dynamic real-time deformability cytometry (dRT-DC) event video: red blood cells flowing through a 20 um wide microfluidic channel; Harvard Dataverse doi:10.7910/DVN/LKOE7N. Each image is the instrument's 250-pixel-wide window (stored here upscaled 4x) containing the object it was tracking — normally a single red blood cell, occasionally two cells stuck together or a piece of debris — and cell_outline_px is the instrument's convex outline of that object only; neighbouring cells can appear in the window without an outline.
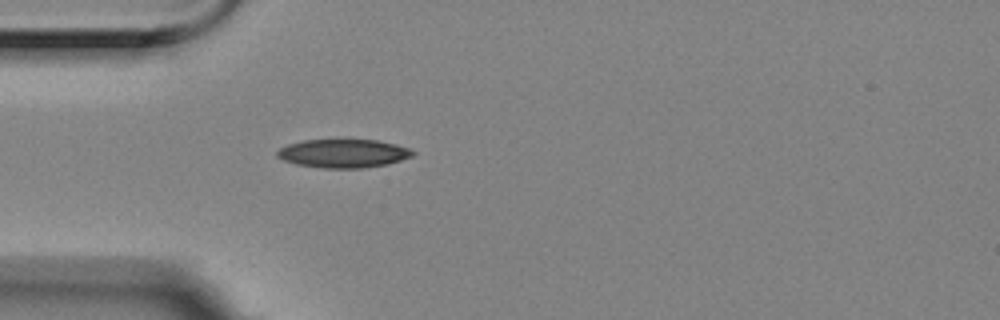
{"species": "Egyptian fruit bat (a non-hibernating species)", "species_latin": "Rousettus aegyptiacus", "temperature_condition": "room temperature", "stored_images_in_passage": 36, "camera_frame_rate_fps": 3000, "um_per_image_px": 0.085, "animal": {"sex": "female"}, "frame": {"image": 1, "passage_image": 1, "time_ms": 0.0, "image_size_px": [1000, 320], "cell_outline_px": [[416, 152], [412, 156], [400, 160], [384, 164], [364, 168], [324, 168], [296, 164], [284, 160], [276, 156], [276, 152], [280, 148], [288, 144], [304, 140], [336, 136], [344, 136], [376, 140], [396, 144], [408, 148]], "centroid_in_image_um": [29.15, 12.97], "position_along_channel_um": 55.8, "area_um2": 23.47}}
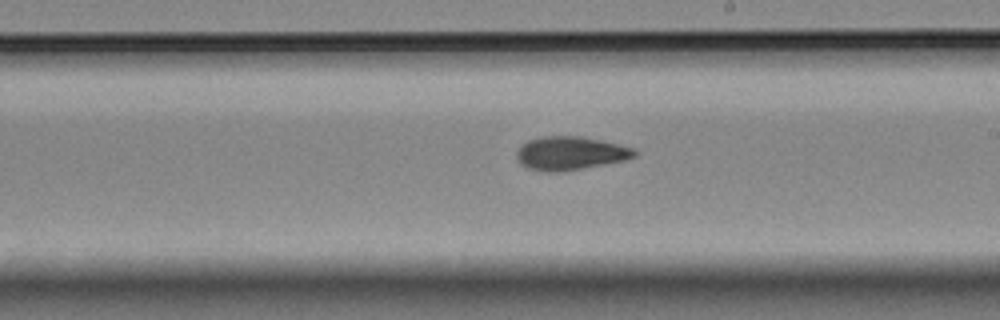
{"frame": {"image": 2, "passage_image": 17, "time_ms": 5.333, "image_size_px": [1000, 320], "cell_outline_px": [[636, 156], [620, 160], [580, 168], [556, 172], [552, 172], [528, 168], [520, 164], [516, 156], [516, 152], [520, 144], [528, 140], [540, 136], [580, 136], [600, 140], [636, 148]], "centroid_in_image_um": [48.41, 13.0], "position_along_channel_um": 240.6, "area_um2": 22.66}}
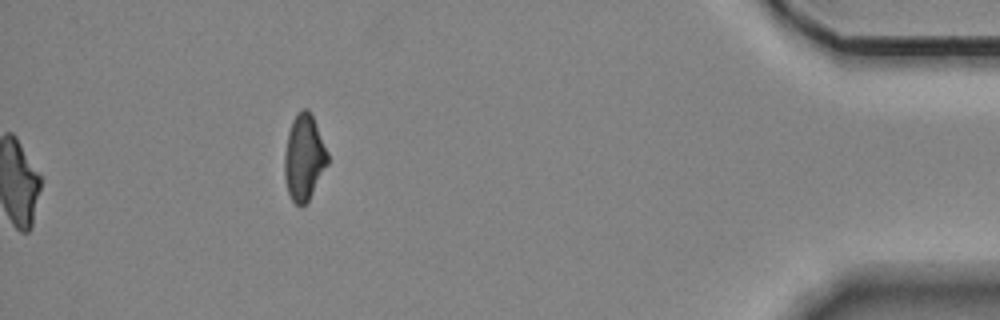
{"frame": {"image": 3, "passage_image": 36, "time_ms": 11.667, "image_size_px": [1000, 320], "cell_outline_px": [[328, 164], [308, 200], [304, 204], [296, 204], [292, 200], [288, 192], [284, 176], [284, 156], [288, 132], [292, 120], [296, 112], [304, 108], [308, 108], [316, 124], [328, 152]], "centroid_in_image_um": [25.83, 13.35], "position_along_channel_um": 409.4, "area_um2": 21.44}, "authors_computed_cell_mechanics": {"area_um2": 22.2819, "velocity_mm_per_s": 3.5306, "shape_relaxation_time_tau1_ms": 9.566, "shape_relaxation_time_tau2_ms": 3.6678, "deformation_change_tau1": 0.221, "deformation_change_tau2": 0.1003}}